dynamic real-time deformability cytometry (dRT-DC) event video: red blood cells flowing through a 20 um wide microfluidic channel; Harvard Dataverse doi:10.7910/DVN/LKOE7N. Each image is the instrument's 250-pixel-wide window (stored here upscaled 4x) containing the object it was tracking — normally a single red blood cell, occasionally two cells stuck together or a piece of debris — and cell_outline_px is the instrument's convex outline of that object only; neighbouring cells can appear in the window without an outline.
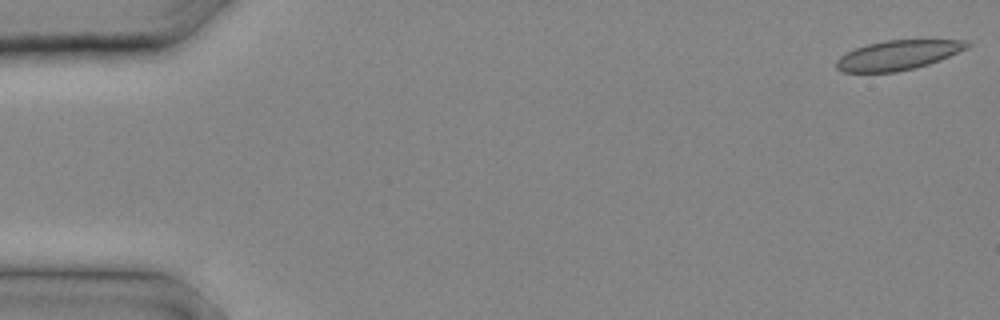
{"species": "common noctule bat (a hibernating species)", "species_latin": "Nyctalus noctula", "temperature_condition": "cold", "stored_images_in_passage": 11, "camera_frame_rate_fps": 3000, "um_per_image_px": 0.085, "animal": {"sex": "male", "body_mass_g": 20.4}, "frame": {"image": 1, "passage_image": 1, "time_ms": 0.0, "image_size_px": [1000, 320], "cell_outline_px": [[960, 48], [944, 56], [908, 68], [884, 72], [852, 72], [844, 68], [844, 56], [860, 48], [876, 44], [900, 40], [948, 40]], "centroid_in_image_um": [76.22, 4.69], "position_along_channel_um": 8.8, "area_um2": 18.67}}
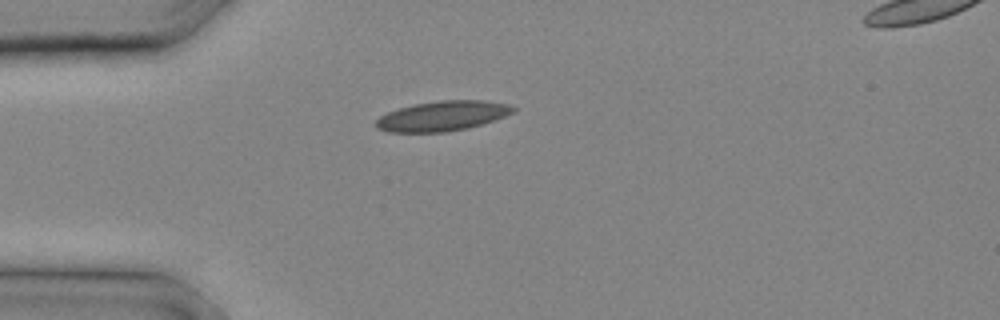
{"frame": {"image": 2, "passage_image": 7, "time_ms": 2.0, "image_size_px": [1000, 320], "cell_outline_px": [[508, 108], [504, 112], [488, 120], [476, 124], [456, 128], [424, 132], [404, 132], [384, 128], [380, 124], [380, 120], [384, 116], [408, 108], [424, 104], [488, 104]], "centroid_in_image_um": [37.37, 9.94], "position_along_channel_um": 47.6, "area_um2": 18.44}}